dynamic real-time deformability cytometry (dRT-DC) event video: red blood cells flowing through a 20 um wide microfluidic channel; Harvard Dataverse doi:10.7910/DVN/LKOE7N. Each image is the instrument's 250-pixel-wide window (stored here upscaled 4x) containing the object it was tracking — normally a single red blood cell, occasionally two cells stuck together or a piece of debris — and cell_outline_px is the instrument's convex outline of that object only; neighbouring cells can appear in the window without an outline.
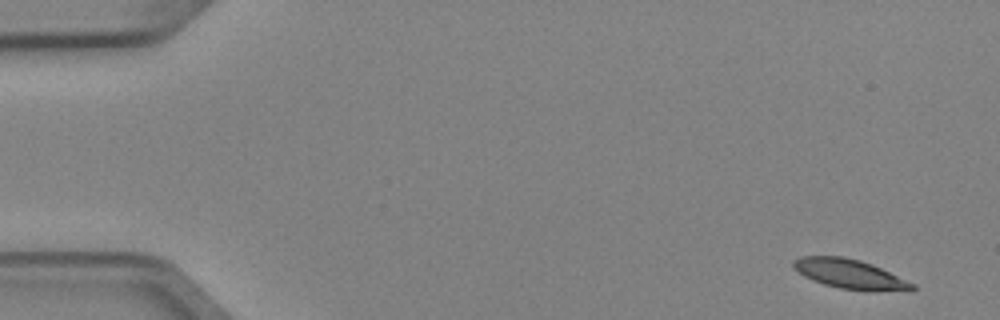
{"species": "Egyptian fruit bat (a non-hibernating species)", "species_latin": "Rousettus aegyptiacus", "temperature_condition": "cold", "stored_images_in_passage": 4, "camera_frame_rate_fps": 3000, "um_per_image_px": 0.085, "animal": {"sex": "female"}, "frame": {"image": 1, "passage_image": 1, "time_ms": 0.0, "image_size_px": [1000, 320], "cell_outline_px": [[916, 288], [912, 292], [840, 288], [824, 284], [812, 280], [804, 276], [792, 268], [792, 260], [800, 256], [840, 256], [860, 260], [880, 268], [916, 284]], "centroid_in_image_um": [72.23, 23.29], "position_along_channel_um": 12.8, "area_um2": 20.29}}
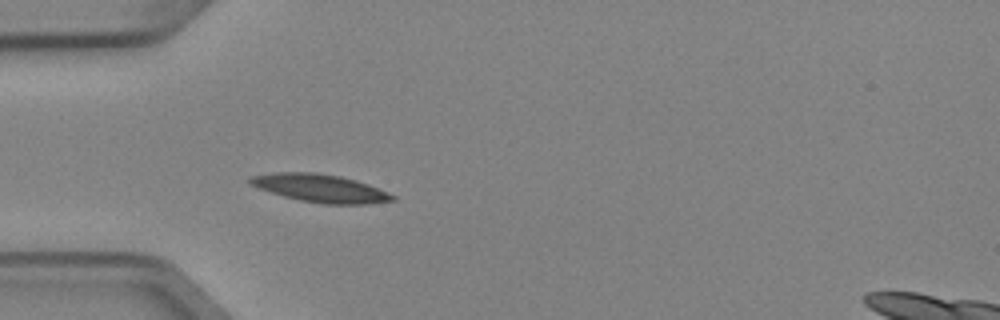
{"frame": {"image": 2, "passage_image": 4, "time_ms": 1.0, "image_size_px": [1000, 320], "cell_outline_px": [[396, 200], [368, 204], [320, 204], [300, 200], [284, 196], [248, 184], [248, 176], [276, 172], [316, 172], [340, 176], [356, 180], [368, 184], [388, 192], [396, 196]], "centroid_in_image_um": [27.23, 15.99], "position_along_channel_um": 57.8, "area_um2": 23.29}}